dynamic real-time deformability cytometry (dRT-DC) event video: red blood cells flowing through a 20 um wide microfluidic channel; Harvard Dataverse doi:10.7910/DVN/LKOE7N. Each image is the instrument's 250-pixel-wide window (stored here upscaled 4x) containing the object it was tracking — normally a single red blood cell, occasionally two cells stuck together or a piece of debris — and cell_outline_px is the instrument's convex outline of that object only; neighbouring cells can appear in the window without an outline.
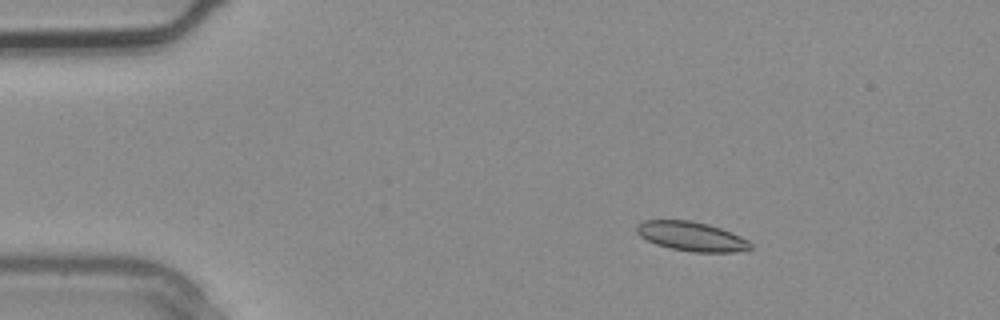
{"species": "common noctule bat (a hibernating species)", "species_latin": "Nyctalus noctula", "temperature_condition": "warm", "stored_images_in_passage": 1, "camera_frame_rate_fps": 3000, "um_per_image_px": 0.085, "animal": {"sex": "male", "body_mass_g": 20.4}, "frame": {"image": 1, "passage_image": 1, "time_ms": 0.0, "image_size_px": [1000, 320], "cell_outline_px": [[752, 248], [736, 252], [692, 252], [668, 248], [656, 244], [640, 236], [636, 232], [636, 224], [644, 220], [692, 220], [708, 224], [732, 232], [748, 240], [752, 244]], "centroid_in_image_um": [58.77, 20.09], "position_along_channel_um": 26.2, "area_um2": 19.59}}